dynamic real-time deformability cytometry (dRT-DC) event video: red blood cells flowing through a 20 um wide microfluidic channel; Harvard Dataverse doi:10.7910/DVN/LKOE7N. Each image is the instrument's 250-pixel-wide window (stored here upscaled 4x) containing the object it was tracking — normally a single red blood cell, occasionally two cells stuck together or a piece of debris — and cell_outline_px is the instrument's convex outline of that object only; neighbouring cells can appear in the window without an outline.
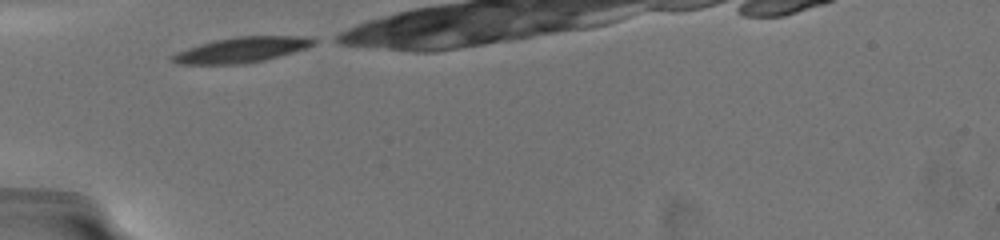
{"species": "common noctule bat (a hibernating species)", "species_latin": "Nyctalus noctula", "temperature_condition": "warm", "stored_images_in_passage": 4, "camera_frame_rate_fps": 3000, "um_per_image_px": 0.085, "animal": {"sex": "female", "body_mass_g": 19.5, "forearm_length_mm": 54.1}, "frame": {"image": 1, "passage_image": 1, "time_ms": 0.0, "image_size_px": [1000, 240], "cell_outline_px": [[324, 40], [316, 44], [280, 56], [264, 60], [244, 64], [180, 64], [172, 60], [172, 56], [176, 52], [200, 44], [216, 40], [236, 36], [312, 36]], "centroid_in_image_um": [20.65, 4.22], "position_along_channel_um": 64.3, "area_um2": 20.98}}